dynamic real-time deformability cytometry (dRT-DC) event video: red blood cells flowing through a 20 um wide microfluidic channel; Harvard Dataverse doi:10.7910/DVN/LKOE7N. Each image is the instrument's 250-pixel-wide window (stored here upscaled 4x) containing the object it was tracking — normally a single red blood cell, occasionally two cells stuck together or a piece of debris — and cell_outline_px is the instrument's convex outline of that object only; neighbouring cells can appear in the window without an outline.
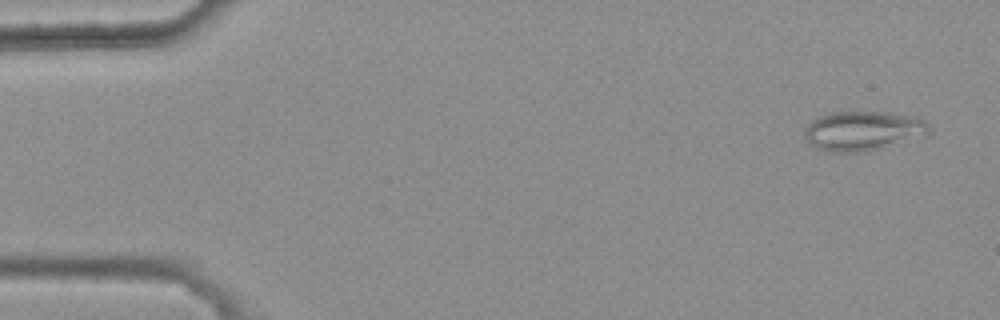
{"species": "common noctule bat (a hibernating species)", "species_latin": "Nyctalus noctula", "temperature_condition": "warm", "stored_images_in_passage": 5, "camera_frame_rate_fps": 3000, "um_per_image_px": 0.085, "animal": {"sex": "female", "body_mass_g": 25.1}, "frame": {"image": 1, "passage_image": 1, "time_ms": 0.0, "image_size_px": [1000, 320], "cell_outline_px": [[928, 136], [868, 152], [828, 152], [816, 148], [808, 144], [804, 136], [804, 128], [816, 116], [832, 112], [888, 112], [912, 116], [924, 120], [928, 124]], "centroid_in_image_um": [73.33, 11.14], "position_along_channel_um": 11.7, "area_um2": 29.25}}